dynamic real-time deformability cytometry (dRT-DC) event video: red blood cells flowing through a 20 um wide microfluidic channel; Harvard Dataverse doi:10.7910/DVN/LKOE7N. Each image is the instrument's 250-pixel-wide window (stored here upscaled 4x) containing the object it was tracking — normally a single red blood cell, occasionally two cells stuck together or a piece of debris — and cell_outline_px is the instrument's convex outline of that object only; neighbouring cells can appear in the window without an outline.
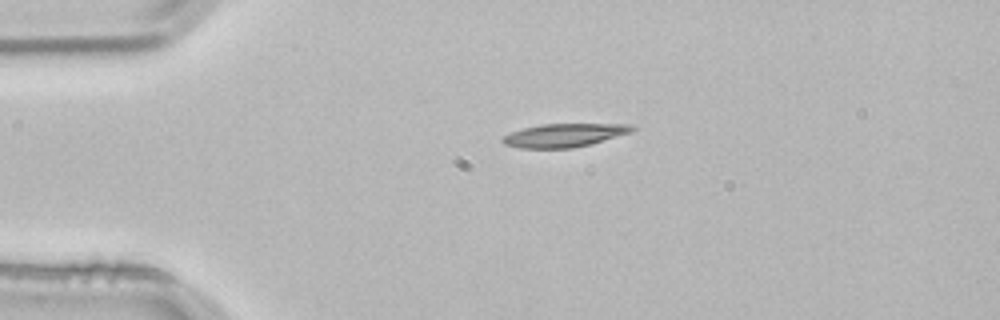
{"species": "common noctule bat (a hibernating species)", "species_latin": "Nyctalus noctula", "temperature_condition": "room temperature", "stored_images_in_passage": 2, "camera_frame_rate_fps": 3000, "um_per_image_px": 0.085, "animal": {"sex": "male", "body_mass_g": 21.5, "forearm_length_mm": 52.0}, "frame": {"image": 1, "passage_image": 1, "time_ms": 0.0, "image_size_px": [1000, 320], "cell_outline_px": [[636, 128], [632, 132], [588, 144], [572, 148], [520, 148], [504, 144], [500, 140], [504, 136], [512, 132], [524, 128], [544, 124], [632, 124]], "centroid_in_image_um": [47.96, 11.49], "position_along_channel_um": 37.0, "area_um2": 17.4}}